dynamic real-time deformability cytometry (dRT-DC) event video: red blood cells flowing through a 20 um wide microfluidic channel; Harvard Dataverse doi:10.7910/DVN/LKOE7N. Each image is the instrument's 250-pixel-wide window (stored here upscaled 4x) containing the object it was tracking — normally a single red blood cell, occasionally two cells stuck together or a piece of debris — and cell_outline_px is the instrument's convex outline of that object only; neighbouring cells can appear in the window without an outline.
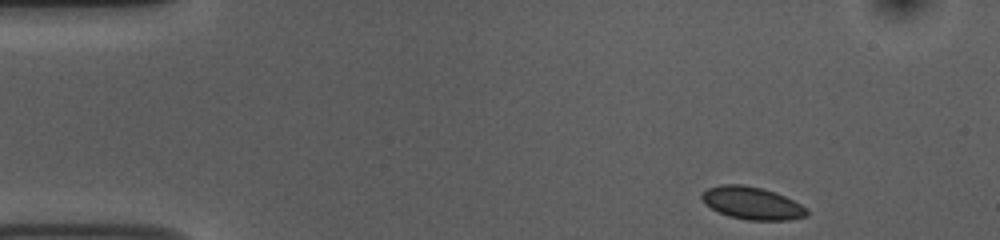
{"species": "common noctule bat (a hibernating species)", "species_latin": "Nyctalus noctula", "temperature_condition": "room temperature", "stored_images_in_passage": 48, "camera_frame_rate_fps": 3000, "um_per_image_px": 0.085, "animal": {"sex": "female", "body_mass_g": 10.0, "forearm_length_mm": 53.1}, "frame": {"image": 1, "passage_image": 1, "time_ms": 0.0, "image_size_px": [1000, 240], "cell_outline_px": [[808, 216], [788, 220], [748, 220], [728, 216], [704, 204], [700, 196], [708, 188], [720, 184], [744, 184], [764, 188], [776, 192], [808, 208]], "centroid_in_image_um": [63.93, 17.26], "position_along_channel_um": 21.1, "area_um2": 20.06}}
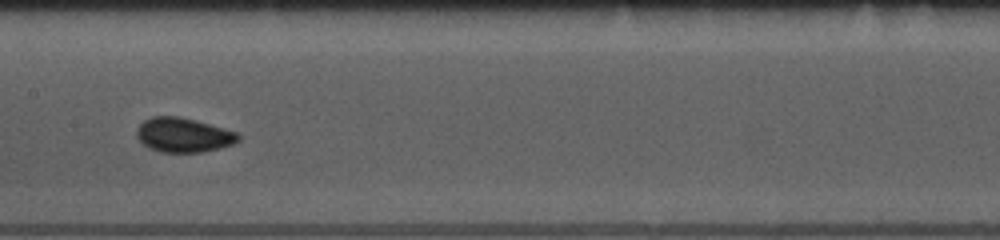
{"frame": {"image": 2, "passage_image": 21, "time_ms": 6.667, "image_size_px": [1000, 240], "cell_outline_px": [[240, 140], [232, 144], [220, 148], [200, 152], [160, 152], [148, 148], [136, 136], [136, 128], [144, 120], [152, 116], [180, 116], [196, 120], [236, 132], [240, 136]], "centroid_in_image_um": [15.56, 11.47], "position_along_channel_um": 191.8, "area_um2": 20.4}}
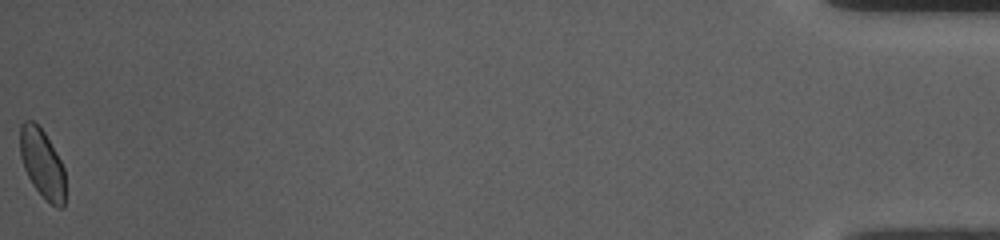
{"frame": {"image": 3, "passage_image": 48, "time_ms": 15.667, "image_size_px": [1000, 240], "cell_outline_px": [[64, 208], [56, 208], [32, 184], [24, 168], [20, 156], [20, 124], [24, 120], [32, 120], [44, 132], [60, 160], [64, 168]], "centroid_in_image_um": [3.57, 13.88], "position_along_channel_um": 431.6, "area_um2": 17.86}, "authors_computed_cell_mechanics": {"area_um2": 19.074, "velocity_mm_per_s": 3.746, "shape_relaxation_time_tau1_ms": 1.2112, "shape_relaxation_time_tau2_ms": 1.2978, "deformation_change_tau1": 0.0537, "deformation_change_tau2": 0.0339}}